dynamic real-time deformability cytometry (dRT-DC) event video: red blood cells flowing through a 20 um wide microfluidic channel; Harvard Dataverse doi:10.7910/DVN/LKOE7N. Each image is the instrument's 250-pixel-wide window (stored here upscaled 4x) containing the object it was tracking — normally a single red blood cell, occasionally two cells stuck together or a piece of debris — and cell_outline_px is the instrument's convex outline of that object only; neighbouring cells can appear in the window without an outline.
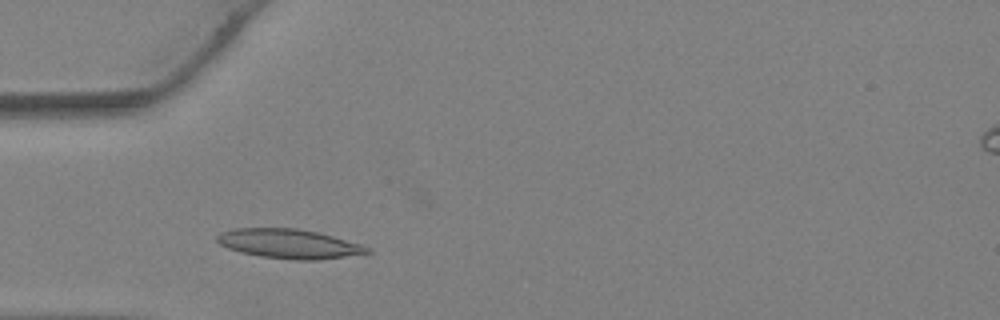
{"species": "Egyptian fruit bat (a non-hibernating species)", "species_latin": "Rousettus aegyptiacus", "temperature_condition": "warm", "stored_images_in_passage": 25, "camera_frame_rate_fps": 3000, "um_per_image_px": 0.085, "animal": {"sex": "female"}, "frame": {"image": 1, "passage_image": 6, "time_ms": 1.667, "image_size_px": [1000, 320], "cell_outline_px": [[372, 252], [316, 260], [300, 260], [260, 256], [240, 252], [228, 248], [220, 244], [216, 240], [216, 236], [220, 232], [232, 228], [296, 228], [316, 232], [332, 236], [360, 244], [372, 248]], "centroid_in_image_um": [24.52, 20.71], "position_along_channel_um": 60.5, "area_um2": 25.49}}
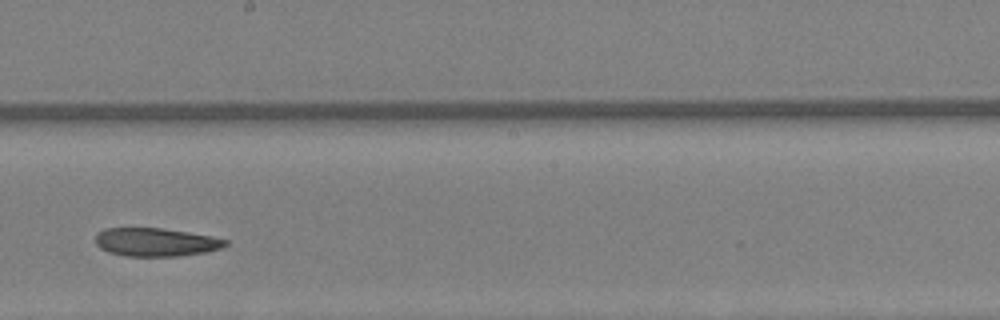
{"frame": {"image": 2, "passage_image": 16, "time_ms": 5.0, "image_size_px": [1000, 320], "cell_outline_px": [[228, 244], [220, 248], [204, 252], [176, 256], [124, 256], [108, 252], [100, 248], [96, 244], [96, 232], [104, 228], [160, 228], [188, 232], [212, 236], [228, 240]], "centroid_in_image_um": [13.21, 20.57], "position_along_channel_um": 235.0, "area_um2": 21.44}}
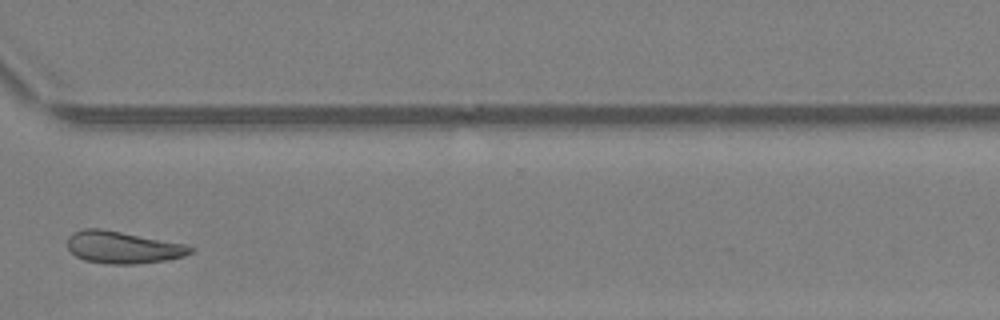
{"frame": {"image": 3, "passage_image": 23, "time_ms": 7.333, "image_size_px": [1000, 320], "cell_outline_px": [[196, 248], [192, 252], [184, 256], [164, 260], [136, 264], [108, 264], [84, 260], [76, 256], [68, 248], [68, 236], [72, 232], [84, 228], [100, 228], [184, 244]], "centroid_in_image_um": [10.41, 21.02], "position_along_channel_um": 360.2, "area_um2": 22.89}}